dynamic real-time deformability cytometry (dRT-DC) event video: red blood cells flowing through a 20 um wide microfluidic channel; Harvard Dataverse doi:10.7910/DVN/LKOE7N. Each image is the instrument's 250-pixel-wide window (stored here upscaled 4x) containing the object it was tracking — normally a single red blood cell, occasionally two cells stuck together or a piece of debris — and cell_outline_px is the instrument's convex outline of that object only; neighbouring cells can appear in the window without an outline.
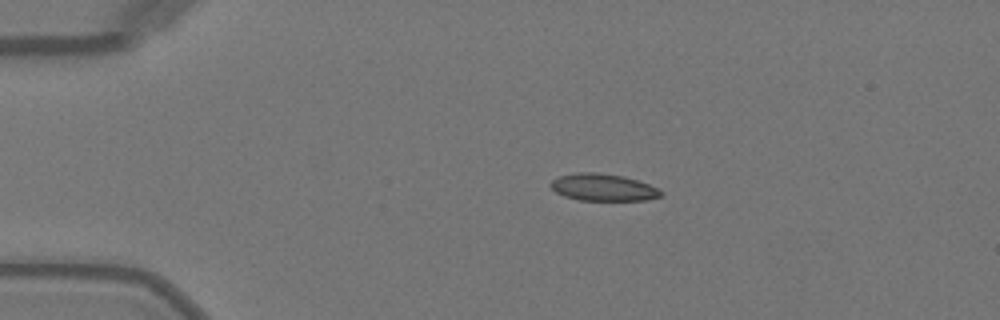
{"species": "Egyptian fruit bat (a non-hibernating species)", "species_latin": "Rousettus aegyptiacus", "temperature_condition": "warm", "stored_images_in_passage": 40, "camera_frame_rate_fps": 3000, "um_per_image_px": 0.085, "animal": {"sex": "female"}, "frame": {"image": 1, "passage_image": 1, "time_ms": 0.0, "image_size_px": [1000, 320], "cell_outline_px": [[664, 192], [660, 196], [644, 200], [580, 200], [564, 196], [556, 192], [548, 184], [552, 180], [560, 176], [580, 172], [596, 172], [624, 176], [660, 188]], "centroid_in_image_um": [51.27, 15.92], "position_along_channel_um": 33.7, "area_um2": 17.34}}
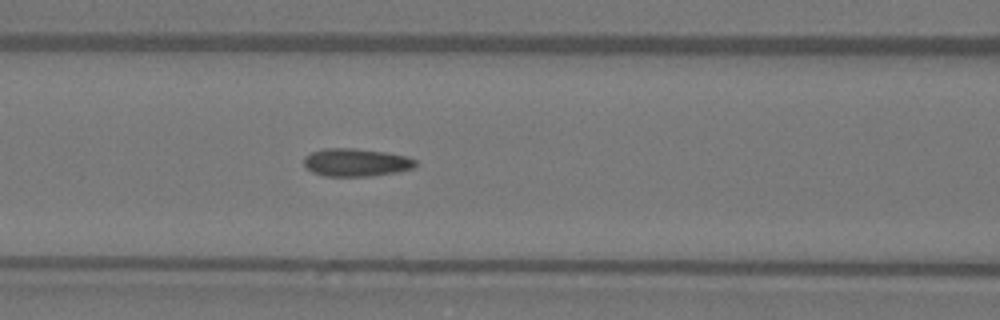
{"frame": {"image": 2, "passage_image": 12, "time_ms": 3.667, "image_size_px": [1000, 320], "cell_outline_px": [[416, 168], [396, 172], [372, 176], [324, 176], [312, 172], [304, 164], [304, 156], [312, 152], [324, 148], [352, 148], [388, 152], [408, 156], [416, 160]], "centroid_in_image_um": [30.3, 13.8], "position_along_channel_um": 136.3, "area_um2": 18.32}}
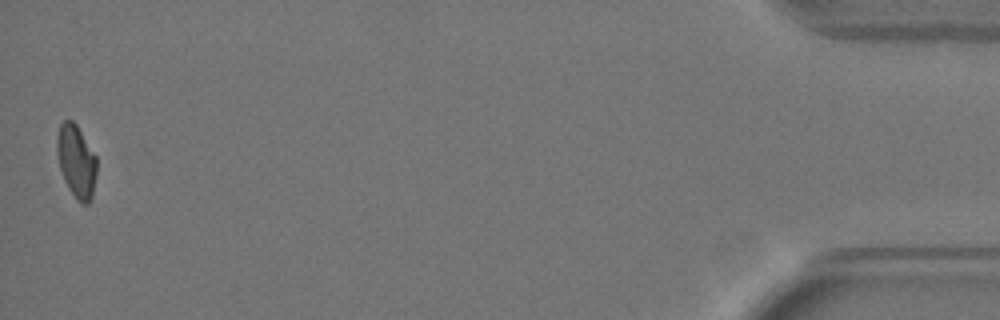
{"frame": {"image": 3, "passage_image": 40, "time_ms": 13.0, "image_size_px": [1000, 320], "cell_outline_px": [[96, 176], [92, 196], [88, 204], [80, 204], [76, 200], [68, 188], [64, 180], [60, 168], [56, 152], [56, 140], [60, 124], [64, 120], [72, 120], [76, 124], [96, 156]], "centroid_in_image_um": [6.48, 13.73], "position_along_channel_um": 428.7, "area_um2": 16.94}, "authors_computed_cell_mechanics": {"area_um2": 17.8024, "velocity_mm_per_s": 4.0931, "shape_relaxation_time_tau1_ms": null, "shape_relaxation_time_tau2_ms": 0.9509, "deformation_change_tau1": null, "deformation_change_tau2": 0.0481}}